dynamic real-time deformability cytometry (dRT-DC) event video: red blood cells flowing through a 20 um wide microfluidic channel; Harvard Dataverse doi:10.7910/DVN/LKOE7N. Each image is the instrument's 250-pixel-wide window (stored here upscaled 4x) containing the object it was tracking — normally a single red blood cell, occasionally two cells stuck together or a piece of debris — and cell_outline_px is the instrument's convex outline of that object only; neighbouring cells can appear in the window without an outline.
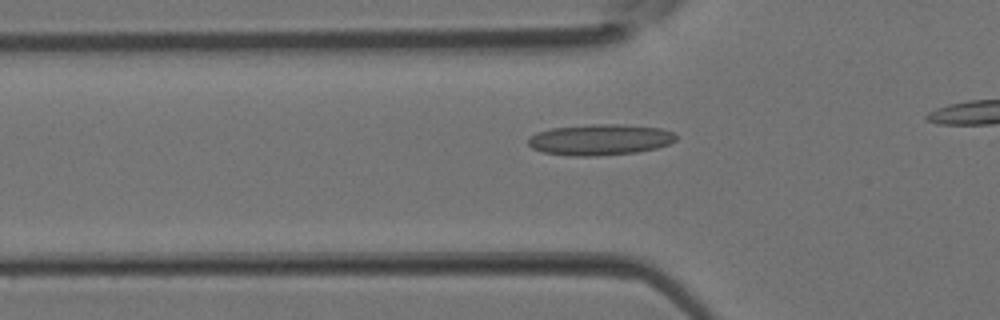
{"species": "Egyptian fruit bat (a non-hibernating species)", "species_latin": "Rousettus aegyptiacus", "temperature_condition": "room temperature", "stored_images_in_passage": 18, "camera_frame_rate_fps": 3000, "um_per_image_px": 0.085, "animal": {"sex": "female"}, "frame": {"image": 1, "passage_image": 2, "time_ms": 0.333, "image_size_px": [1000, 320], "cell_outline_px": [[676, 140], [668, 144], [656, 148], [636, 152], [596, 156], [572, 156], [544, 152], [532, 148], [528, 144], [528, 136], [536, 132], [552, 128], [592, 124], [624, 124], [660, 128], [672, 132], [676, 136]], "centroid_in_image_um": [50.97, 11.87], "position_along_channel_um": 74.8, "area_um2": 26.7}}
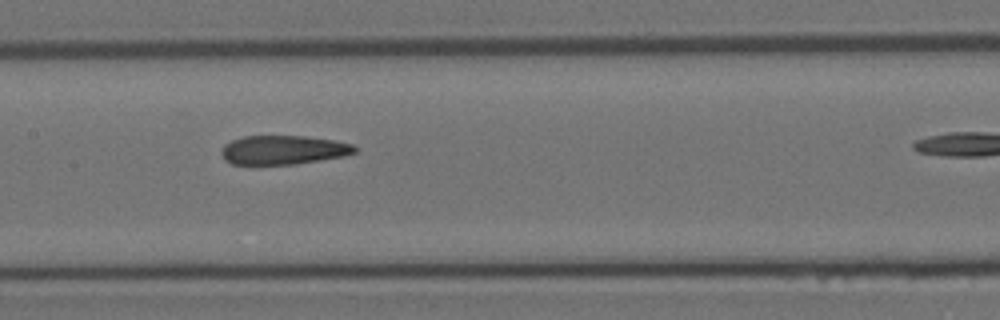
{"frame": {"image": 2, "passage_image": 8, "time_ms": 2.333, "image_size_px": [1000, 320], "cell_outline_px": [[356, 152], [344, 156], [296, 164], [232, 164], [224, 160], [220, 152], [224, 144], [232, 140], [244, 136], [304, 136], [332, 140], [352, 144], [356, 148]], "centroid_in_image_um": [24.04, 12.74], "position_along_channel_um": 183.4, "area_um2": 22.48}}
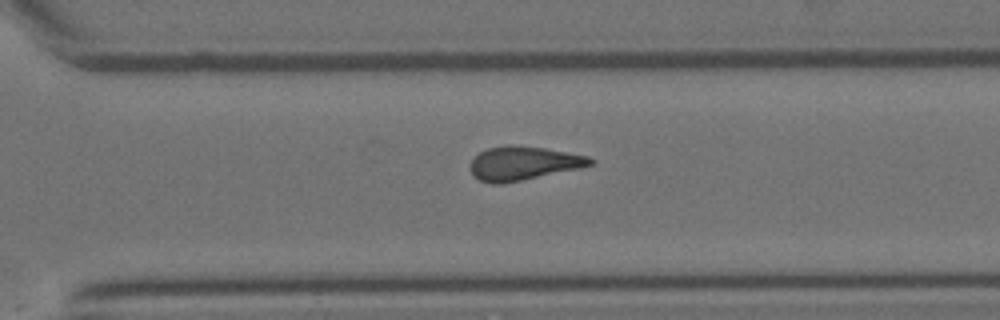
{"frame": {"image": 3, "passage_image": 16, "time_ms": 5.0, "image_size_px": [1000, 320], "cell_outline_px": [[596, 160], [592, 164], [580, 168], [524, 180], [500, 184], [492, 184], [480, 180], [472, 172], [472, 160], [480, 152], [488, 148], [544, 148], [588, 156]], "centroid_in_image_um": [44.55, 13.93], "position_along_channel_um": 326.1, "area_um2": 22.6}}